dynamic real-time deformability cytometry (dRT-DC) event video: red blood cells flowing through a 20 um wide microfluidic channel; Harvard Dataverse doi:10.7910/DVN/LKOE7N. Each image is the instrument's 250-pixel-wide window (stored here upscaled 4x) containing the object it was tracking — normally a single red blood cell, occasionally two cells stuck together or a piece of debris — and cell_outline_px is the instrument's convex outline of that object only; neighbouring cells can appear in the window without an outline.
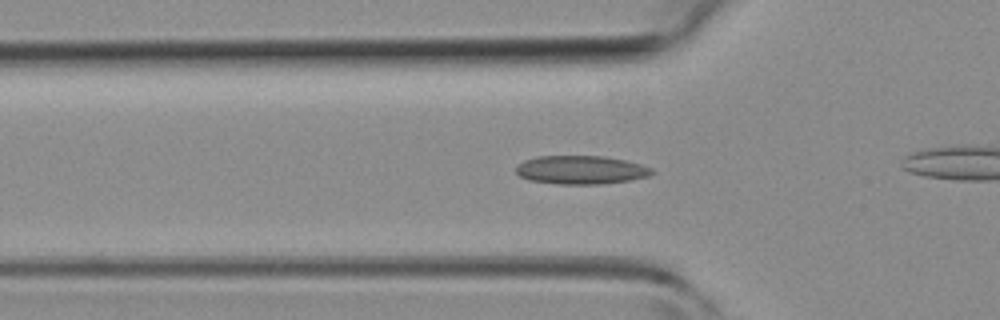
{"species": "common noctule bat (a hibernating species)", "species_latin": "Nyctalus noctula", "temperature_condition": "room temperature", "stored_images_in_passage": 34, "camera_frame_rate_fps": 3000, "um_per_image_px": 0.085, "animal": {"sex": "female", "body_mass_g": 19.3, "forearm_length_mm": 54.1}, "frame": {"image": 1, "passage_image": 13, "time_ms": 4.0, "image_size_px": [1000, 320], "cell_outline_px": [[656, 172], [648, 176], [632, 180], [600, 184], [556, 184], [528, 180], [520, 176], [516, 172], [516, 164], [524, 160], [536, 156], [604, 156], [624, 160], [640, 164], [652, 168]], "centroid_in_image_um": [49.36, 14.44], "position_along_channel_um": 76.4, "area_um2": 22.77}}
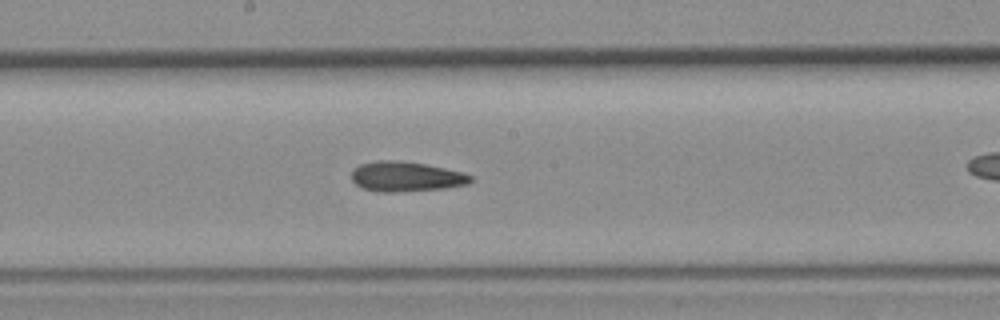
{"frame": {"image": 2, "passage_image": 22, "time_ms": 7.0, "image_size_px": [1000, 320], "cell_outline_px": [[472, 180], [468, 184], [448, 188], [396, 192], [380, 192], [364, 188], [356, 184], [352, 180], [352, 168], [360, 164], [380, 160], [396, 160], [424, 164], [444, 168], [460, 172], [472, 176]], "centroid_in_image_um": [34.49, 15.01], "position_along_channel_um": 213.7, "area_um2": 20.69}}
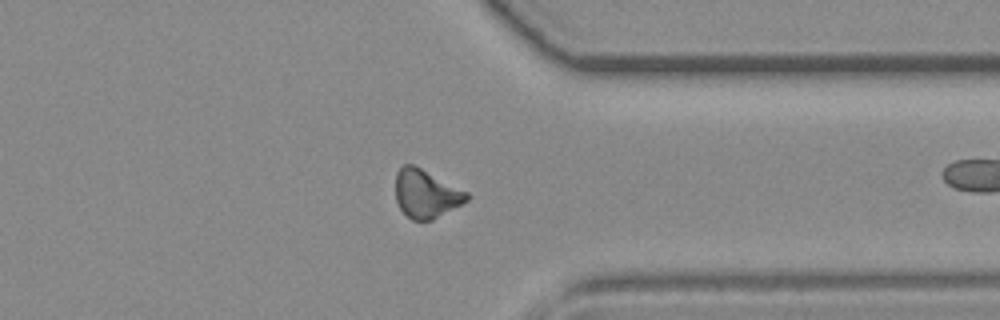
{"frame": {"image": 3, "passage_image": 33, "time_ms": 10.667, "image_size_px": [1000, 320], "cell_outline_px": [[472, 196], [468, 200], [432, 220], [412, 220], [400, 208], [396, 200], [396, 172], [404, 164], [412, 164], [468, 192]], "centroid_in_image_um": [36.21, 16.47], "position_along_channel_um": 375.2, "area_um2": 19.77}}